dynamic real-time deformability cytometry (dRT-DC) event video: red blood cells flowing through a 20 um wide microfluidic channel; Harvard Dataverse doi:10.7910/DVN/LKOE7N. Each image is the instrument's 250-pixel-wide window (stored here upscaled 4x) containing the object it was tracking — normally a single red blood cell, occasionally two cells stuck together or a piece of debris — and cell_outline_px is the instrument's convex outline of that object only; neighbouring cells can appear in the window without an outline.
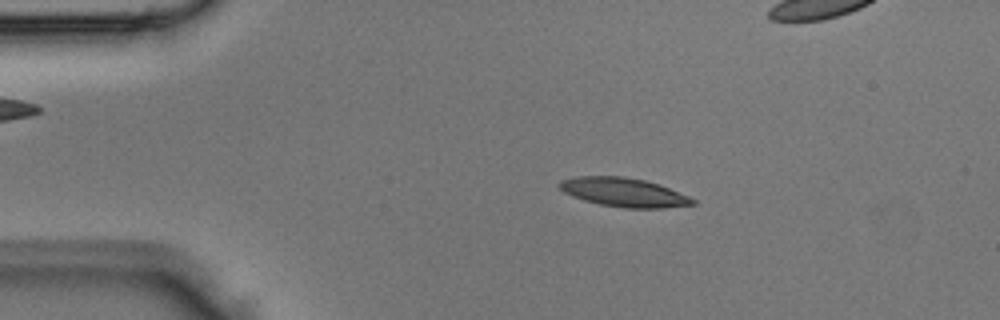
{"species": "Egyptian fruit bat (a non-hibernating species)", "species_latin": "Rousettus aegyptiacus", "temperature_condition": "room temperature", "stored_images_in_passage": 4, "camera_frame_rate_fps": 3000, "um_per_image_px": 0.085, "animal": {"sex": "male"}, "frame": {"image": 1, "passage_image": 2, "time_ms": 0.333, "image_size_px": [1000, 320], "cell_outline_px": [[696, 204], [664, 208], [624, 208], [600, 204], [584, 200], [564, 192], [560, 188], [560, 180], [576, 176], [624, 176], [644, 180], [668, 188], [688, 196], [696, 200]], "centroid_in_image_um": [53.02, 16.35], "position_along_channel_um": 32.0, "area_um2": 22.2}}